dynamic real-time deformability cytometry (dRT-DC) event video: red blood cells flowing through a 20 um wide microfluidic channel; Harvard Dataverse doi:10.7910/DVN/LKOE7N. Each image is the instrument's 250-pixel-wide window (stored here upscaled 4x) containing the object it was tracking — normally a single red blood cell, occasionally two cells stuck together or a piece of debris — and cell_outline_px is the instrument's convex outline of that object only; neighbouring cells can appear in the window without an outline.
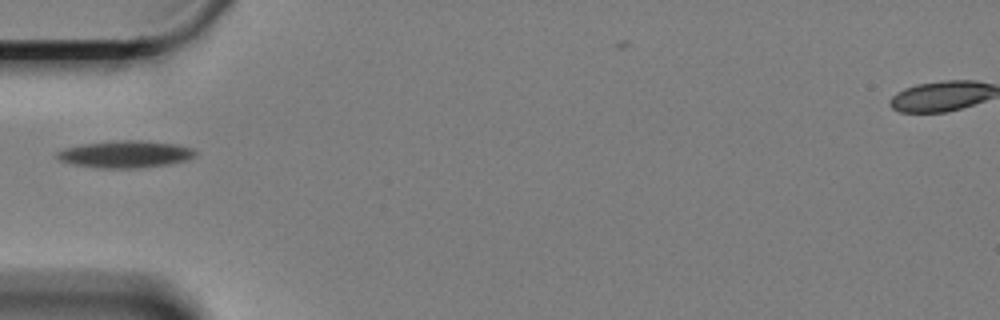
{"species": "Egyptian fruit bat (a non-hibernating species)", "species_latin": "Rousettus aegyptiacus", "temperature_condition": "cold", "stored_images_in_passage": 37, "camera_frame_rate_fps": 3000, "um_per_image_px": 0.085, "animal": {"sex": "female"}, "frame": {"image": 1, "passage_image": 1, "time_ms": 0.0, "image_size_px": [1000, 320], "cell_outline_px": [[196, 156], [188, 160], [168, 164], [136, 168], [104, 168], [76, 164], [60, 160], [56, 156], [60, 152], [68, 148], [84, 144], [120, 140], [140, 140], [176, 144], [192, 148], [196, 152]], "centroid_in_image_um": [10.76, 13.1], "position_along_channel_um": 74.2, "area_um2": 21.33}}
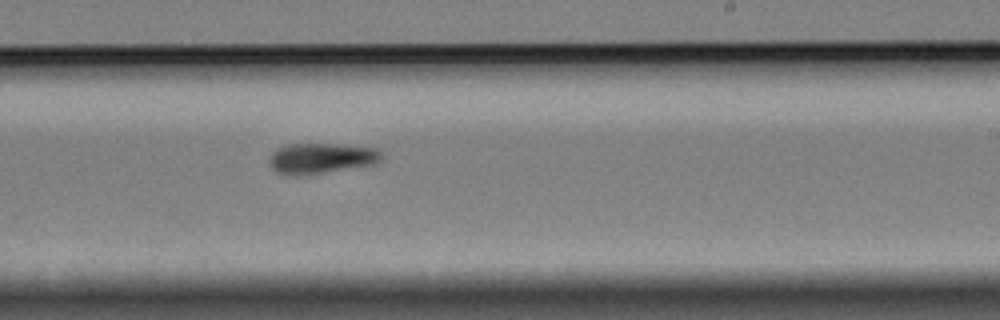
{"frame": {"image": 2, "passage_image": 18, "time_ms": 5.667, "image_size_px": [1000, 320], "cell_outline_px": [[384, 160], [376, 164], [324, 172], [296, 176], [288, 176], [276, 172], [268, 164], [268, 160], [272, 152], [276, 148], [288, 144], [340, 144], [380, 148], [384, 156]], "centroid_in_image_um": [27.33, 13.45], "position_along_channel_um": 261.7, "area_um2": 20.46}}
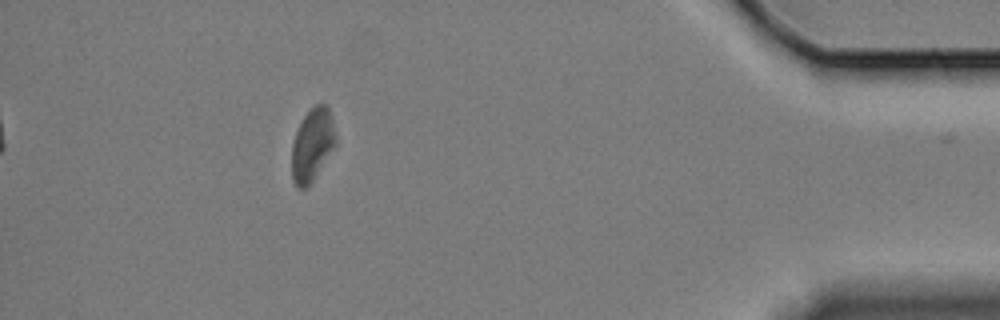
{"frame": {"image": 3, "passage_image": 36, "time_ms": 11.667, "image_size_px": [1000, 320], "cell_outline_px": [[336, 144], [312, 180], [304, 188], [296, 188], [292, 180], [292, 144], [296, 132], [304, 116], [316, 104], [324, 104], [328, 108], [336, 132]], "centroid_in_image_um": [26.54, 12.31], "position_along_channel_um": 408.7, "area_um2": 18.21}}